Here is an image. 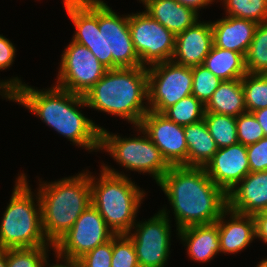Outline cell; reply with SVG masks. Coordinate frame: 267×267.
Here are the masks:
<instances>
[{
  "mask_svg": "<svg viewBox=\"0 0 267 267\" xmlns=\"http://www.w3.org/2000/svg\"><path fill=\"white\" fill-rule=\"evenodd\" d=\"M114 236L99 211L91 204L70 230L53 245V250L59 257L78 260Z\"/></svg>",
  "mask_w": 267,
  "mask_h": 267,
  "instance_id": "obj_12",
  "label": "cell"
},
{
  "mask_svg": "<svg viewBox=\"0 0 267 267\" xmlns=\"http://www.w3.org/2000/svg\"><path fill=\"white\" fill-rule=\"evenodd\" d=\"M158 186L170 201L177 231L213 224L227 209V194L210 179L204 167L171 166Z\"/></svg>",
  "mask_w": 267,
  "mask_h": 267,
  "instance_id": "obj_3",
  "label": "cell"
},
{
  "mask_svg": "<svg viewBox=\"0 0 267 267\" xmlns=\"http://www.w3.org/2000/svg\"><path fill=\"white\" fill-rule=\"evenodd\" d=\"M134 127L144 136L121 138L102 128L100 150L104 149L110 153L109 155L125 169L151 174L158 184L171 165L149 136L139 126Z\"/></svg>",
  "mask_w": 267,
  "mask_h": 267,
  "instance_id": "obj_8",
  "label": "cell"
},
{
  "mask_svg": "<svg viewBox=\"0 0 267 267\" xmlns=\"http://www.w3.org/2000/svg\"><path fill=\"white\" fill-rule=\"evenodd\" d=\"M222 2L228 16L249 19L258 24L267 22V0H223Z\"/></svg>",
  "mask_w": 267,
  "mask_h": 267,
  "instance_id": "obj_29",
  "label": "cell"
},
{
  "mask_svg": "<svg viewBox=\"0 0 267 267\" xmlns=\"http://www.w3.org/2000/svg\"><path fill=\"white\" fill-rule=\"evenodd\" d=\"M87 107L122 117L139 126L149 106L147 67L106 70L103 77L84 95Z\"/></svg>",
  "mask_w": 267,
  "mask_h": 267,
  "instance_id": "obj_4",
  "label": "cell"
},
{
  "mask_svg": "<svg viewBox=\"0 0 267 267\" xmlns=\"http://www.w3.org/2000/svg\"><path fill=\"white\" fill-rule=\"evenodd\" d=\"M258 23L249 19L225 16L211 22L214 46L241 53L245 56Z\"/></svg>",
  "mask_w": 267,
  "mask_h": 267,
  "instance_id": "obj_19",
  "label": "cell"
},
{
  "mask_svg": "<svg viewBox=\"0 0 267 267\" xmlns=\"http://www.w3.org/2000/svg\"><path fill=\"white\" fill-rule=\"evenodd\" d=\"M191 68L193 76L192 95L206 105L222 80L216 77L203 64Z\"/></svg>",
  "mask_w": 267,
  "mask_h": 267,
  "instance_id": "obj_30",
  "label": "cell"
},
{
  "mask_svg": "<svg viewBox=\"0 0 267 267\" xmlns=\"http://www.w3.org/2000/svg\"><path fill=\"white\" fill-rule=\"evenodd\" d=\"M0 267H7V249H0Z\"/></svg>",
  "mask_w": 267,
  "mask_h": 267,
  "instance_id": "obj_41",
  "label": "cell"
},
{
  "mask_svg": "<svg viewBox=\"0 0 267 267\" xmlns=\"http://www.w3.org/2000/svg\"><path fill=\"white\" fill-rule=\"evenodd\" d=\"M63 52L55 86L84 95L103 77L107 69L86 46L75 41H71Z\"/></svg>",
  "mask_w": 267,
  "mask_h": 267,
  "instance_id": "obj_13",
  "label": "cell"
},
{
  "mask_svg": "<svg viewBox=\"0 0 267 267\" xmlns=\"http://www.w3.org/2000/svg\"><path fill=\"white\" fill-rule=\"evenodd\" d=\"M145 6V12L157 20L175 36L198 21L199 13L190 7L183 6L176 0H139Z\"/></svg>",
  "mask_w": 267,
  "mask_h": 267,
  "instance_id": "obj_20",
  "label": "cell"
},
{
  "mask_svg": "<svg viewBox=\"0 0 267 267\" xmlns=\"http://www.w3.org/2000/svg\"><path fill=\"white\" fill-rule=\"evenodd\" d=\"M241 81L247 112L267 108V73H246Z\"/></svg>",
  "mask_w": 267,
  "mask_h": 267,
  "instance_id": "obj_27",
  "label": "cell"
},
{
  "mask_svg": "<svg viewBox=\"0 0 267 267\" xmlns=\"http://www.w3.org/2000/svg\"><path fill=\"white\" fill-rule=\"evenodd\" d=\"M100 172V178L90 174L92 205L115 235L128 234L136 223L145 192L114 168L103 164Z\"/></svg>",
  "mask_w": 267,
  "mask_h": 267,
  "instance_id": "obj_6",
  "label": "cell"
},
{
  "mask_svg": "<svg viewBox=\"0 0 267 267\" xmlns=\"http://www.w3.org/2000/svg\"><path fill=\"white\" fill-rule=\"evenodd\" d=\"M267 207V170L249 172L228 194L227 208L244 215H255Z\"/></svg>",
  "mask_w": 267,
  "mask_h": 267,
  "instance_id": "obj_17",
  "label": "cell"
},
{
  "mask_svg": "<svg viewBox=\"0 0 267 267\" xmlns=\"http://www.w3.org/2000/svg\"><path fill=\"white\" fill-rule=\"evenodd\" d=\"M247 73H267V22L259 23L245 54Z\"/></svg>",
  "mask_w": 267,
  "mask_h": 267,
  "instance_id": "obj_28",
  "label": "cell"
},
{
  "mask_svg": "<svg viewBox=\"0 0 267 267\" xmlns=\"http://www.w3.org/2000/svg\"><path fill=\"white\" fill-rule=\"evenodd\" d=\"M42 227L51 245L61 239L92 204L89 172L39 184Z\"/></svg>",
  "mask_w": 267,
  "mask_h": 267,
  "instance_id": "obj_5",
  "label": "cell"
},
{
  "mask_svg": "<svg viewBox=\"0 0 267 267\" xmlns=\"http://www.w3.org/2000/svg\"><path fill=\"white\" fill-rule=\"evenodd\" d=\"M238 142L248 146L265 137L260 123L252 113H244L236 117Z\"/></svg>",
  "mask_w": 267,
  "mask_h": 267,
  "instance_id": "obj_33",
  "label": "cell"
},
{
  "mask_svg": "<svg viewBox=\"0 0 267 267\" xmlns=\"http://www.w3.org/2000/svg\"><path fill=\"white\" fill-rule=\"evenodd\" d=\"M230 213V214H229ZM230 215V220L225 216ZM225 219V221H224ZM219 229V243L221 253L234 254L246 249L256 238L255 220L253 215L233 212L228 208L216 221Z\"/></svg>",
  "mask_w": 267,
  "mask_h": 267,
  "instance_id": "obj_18",
  "label": "cell"
},
{
  "mask_svg": "<svg viewBox=\"0 0 267 267\" xmlns=\"http://www.w3.org/2000/svg\"><path fill=\"white\" fill-rule=\"evenodd\" d=\"M111 267H140L133 242L127 234L112 238Z\"/></svg>",
  "mask_w": 267,
  "mask_h": 267,
  "instance_id": "obj_32",
  "label": "cell"
},
{
  "mask_svg": "<svg viewBox=\"0 0 267 267\" xmlns=\"http://www.w3.org/2000/svg\"><path fill=\"white\" fill-rule=\"evenodd\" d=\"M157 146L171 166H187V144L184 126L167 119L163 114L149 110L139 125Z\"/></svg>",
  "mask_w": 267,
  "mask_h": 267,
  "instance_id": "obj_14",
  "label": "cell"
},
{
  "mask_svg": "<svg viewBox=\"0 0 267 267\" xmlns=\"http://www.w3.org/2000/svg\"><path fill=\"white\" fill-rule=\"evenodd\" d=\"M0 90H2L0 91L2 97L23 105L73 144L91 152L100 150L102 127L79 111L80 107L87 106L83 95L57 86L40 91L22 84L18 77L7 81L2 80Z\"/></svg>",
  "mask_w": 267,
  "mask_h": 267,
  "instance_id": "obj_2",
  "label": "cell"
},
{
  "mask_svg": "<svg viewBox=\"0 0 267 267\" xmlns=\"http://www.w3.org/2000/svg\"><path fill=\"white\" fill-rule=\"evenodd\" d=\"M250 172L267 170V137L246 146Z\"/></svg>",
  "mask_w": 267,
  "mask_h": 267,
  "instance_id": "obj_35",
  "label": "cell"
},
{
  "mask_svg": "<svg viewBox=\"0 0 267 267\" xmlns=\"http://www.w3.org/2000/svg\"><path fill=\"white\" fill-rule=\"evenodd\" d=\"M205 112L233 117L246 113L241 79L222 81L205 105Z\"/></svg>",
  "mask_w": 267,
  "mask_h": 267,
  "instance_id": "obj_23",
  "label": "cell"
},
{
  "mask_svg": "<svg viewBox=\"0 0 267 267\" xmlns=\"http://www.w3.org/2000/svg\"><path fill=\"white\" fill-rule=\"evenodd\" d=\"M78 260L81 267H111L112 239L85 253Z\"/></svg>",
  "mask_w": 267,
  "mask_h": 267,
  "instance_id": "obj_34",
  "label": "cell"
},
{
  "mask_svg": "<svg viewBox=\"0 0 267 267\" xmlns=\"http://www.w3.org/2000/svg\"><path fill=\"white\" fill-rule=\"evenodd\" d=\"M184 135L188 147L187 166L205 167L219 149L205 120L184 126Z\"/></svg>",
  "mask_w": 267,
  "mask_h": 267,
  "instance_id": "obj_22",
  "label": "cell"
},
{
  "mask_svg": "<svg viewBox=\"0 0 267 267\" xmlns=\"http://www.w3.org/2000/svg\"><path fill=\"white\" fill-rule=\"evenodd\" d=\"M167 209L132 227L131 238L140 267H164L170 255L171 226Z\"/></svg>",
  "mask_w": 267,
  "mask_h": 267,
  "instance_id": "obj_11",
  "label": "cell"
},
{
  "mask_svg": "<svg viewBox=\"0 0 267 267\" xmlns=\"http://www.w3.org/2000/svg\"><path fill=\"white\" fill-rule=\"evenodd\" d=\"M161 114L178 125L186 126L204 119L205 105L191 94L168 107Z\"/></svg>",
  "mask_w": 267,
  "mask_h": 267,
  "instance_id": "obj_26",
  "label": "cell"
},
{
  "mask_svg": "<svg viewBox=\"0 0 267 267\" xmlns=\"http://www.w3.org/2000/svg\"><path fill=\"white\" fill-rule=\"evenodd\" d=\"M253 218L255 220L256 238L258 237L267 243V213L264 211L256 213Z\"/></svg>",
  "mask_w": 267,
  "mask_h": 267,
  "instance_id": "obj_37",
  "label": "cell"
},
{
  "mask_svg": "<svg viewBox=\"0 0 267 267\" xmlns=\"http://www.w3.org/2000/svg\"><path fill=\"white\" fill-rule=\"evenodd\" d=\"M56 257L58 259L57 262L60 261L59 259L61 258L64 263L63 264H61V263L60 264H58V263L54 264L53 263L52 265H50L48 267H81L79 260L66 259V258H63V257H59L58 255H56ZM47 264H48V262L46 260L45 264L43 265V267L46 266Z\"/></svg>",
  "mask_w": 267,
  "mask_h": 267,
  "instance_id": "obj_40",
  "label": "cell"
},
{
  "mask_svg": "<svg viewBox=\"0 0 267 267\" xmlns=\"http://www.w3.org/2000/svg\"><path fill=\"white\" fill-rule=\"evenodd\" d=\"M25 174H20L0 223V249L53 247L43 231L38 194L33 195ZM36 198H33V197ZM37 200V205L34 200Z\"/></svg>",
  "mask_w": 267,
  "mask_h": 267,
  "instance_id": "obj_7",
  "label": "cell"
},
{
  "mask_svg": "<svg viewBox=\"0 0 267 267\" xmlns=\"http://www.w3.org/2000/svg\"><path fill=\"white\" fill-rule=\"evenodd\" d=\"M177 235L187 246V253L193 261L208 262L221 253L218 224L193 225L178 230Z\"/></svg>",
  "mask_w": 267,
  "mask_h": 267,
  "instance_id": "obj_21",
  "label": "cell"
},
{
  "mask_svg": "<svg viewBox=\"0 0 267 267\" xmlns=\"http://www.w3.org/2000/svg\"><path fill=\"white\" fill-rule=\"evenodd\" d=\"M14 45L2 35H0V70L9 68L15 58Z\"/></svg>",
  "mask_w": 267,
  "mask_h": 267,
  "instance_id": "obj_36",
  "label": "cell"
},
{
  "mask_svg": "<svg viewBox=\"0 0 267 267\" xmlns=\"http://www.w3.org/2000/svg\"><path fill=\"white\" fill-rule=\"evenodd\" d=\"M75 25L72 41L86 46L107 69L142 66L128 25L102 0H63Z\"/></svg>",
  "mask_w": 267,
  "mask_h": 267,
  "instance_id": "obj_1",
  "label": "cell"
},
{
  "mask_svg": "<svg viewBox=\"0 0 267 267\" xmlns=\"http://www.w3.org/2000/svg\"><path fill=\"white\" fill-rule=\"evenodd\" d=\"M204 169L210 179L228 194L250 172L246 146L238 142L219 148Z\"/></svg>",
  "mask_w": 267,
  "mask_h": 267,
  "instance_id": "obj_15",
  "label": "cell"
},
{
  "mask_svg": "<svg viewBox=\"0 0 267 267\" xmlns=\"http://www.w3.org/2000/svg\"><path fill=\"white\" fill-rule=\"evenodd\" d=\"M149 67V68H148ZM147 67L149 110L162 113L192 94V68L173 61Z\"/></svg>",
  "mask_w": 267,
  "mask_h": 267,
  "instance_id": "obj_9",
  "label": "cell"
},
{
  "mask_svg": "<svg viewBox=\"0 0 267 267\" xmlns=\"http://www.w3.org/2000/svg\"><path fill=\"white\" fill-rule=\"evenodd\" d=\"M132 42L141 65L171 61L175 50V35L144 12L129 15Z\"/></svg>",
  "mask_w": 267,
  "mask_h": 267,
  "instance_id": "obj_10",
  "label": "cell"
},
{
  "mask_svg": "<svg viewBox=\"0 0 267 267\" xmlns=\"http://www.w3.org/2000/svg\"><path fill=\"white\" fill-rule=\"evenodd\" d=\"M256 267H267V258L260 261V263L257 264Z\"/></svg>",
  "mask_w": 267,
  "mask_h": 267,
  "instance_id": "obj_42",
  "label": "cell"
},
{
  "mask_svg": "<svg viewBox=\"0 0 267 267\" xmlns=\"http://www.w3.org/2000/svg\"><path fill=\"white\" fill-rule=\"evenodd\" d=\"M183 6H187L195 10L197 13L201 7L205 8V6L212 4L215 0H176Z\"/></svg>",
  "mask_w": 267,
  "mask_h": 267,
  "instance_id": "obj_38",
  "label": "cell"
},
{
  "mask_svg": "<svg viewBox=\"0 0 267 267\" xmlns=\"http://www.w3.org/2000/svg\"><path fill=\"white\" fill-rule=\"evenodd\" d=\"M204 120L218 148L238 143L236 117L205 112Z\"/></svg>",
  "mask_w": 267,
  "mask_h": 267,
  "instance_id": "obj_25",
  "label": "cell"
},
{
  "mask_svg": "<svg viewBox=\"0 0 267 267\" xmlns=\"http://www.w3.org/2000/svg\"><path fill=\"white\" fill-rule=\"evenodd\" d=\"M256 120L260 123L265 137H267V108L259 109L251 112Z\"/></svg>",
  "mask_w": 267,
  "mask_h": 267,
  "instance_id": "obj_39",
  "label": "cell"
},
{
  "mask_svg": "<svg viewBox=\"0 0 267 267\" xmlns=\"http://www.w3.org/2000/svg\"><path fill=\"white\" fill-rule=\"evenodd\" d=\"M213 45L211 21H198L194 26L176 35L171 61L188 67L201 65Z\"/></svg>",
  "mask_w": 267,
  "mask_h": 267,
  "instance_id": "obj_16",
  "label": "cell"
},
{
  "mask_svg": "<svg viewBox=\"0 0 267 267\" xmlns=\"http://www.w3.org/2000/svg\"><path fill=\"white\" fill-rule=\"evenodd\" d=\"M48 247L7 249V267H43Z\"/></svg>",
  "mask_w": 267,
  "mask_h": 267,
  "instance_id": "obj_31",
  "label": "cell"
},
{
  "mask_svg": "<svg viewBox=\"0 0 267 267\" xmlns=\"http://www.w3.org/2000/svg\"><path fill=\"white\" fill-rule=\"evenodd\" d=\"M203 65L222 81L241 79L247 73L243 54L214 45Z\"/></svg>",
  "mask_w": 267,
  "mask_h": 267,
  "instance_id": "obj_24",
  "label": "cell"
}]
</instances>
